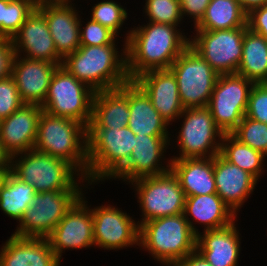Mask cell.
Instances as JSON below:
<instances>
[{"label":"cell","instance_id":"obj_47","mask_svg":"<svg viewBox=\"0 0 267 266\" xmlns=\"http://www.w3.org/2000/svg\"><path fill=\"white\" fill-rule=\"evenodd\" d=\"M6 160H7V158L0 151V164L4 163Z\"/></svg>","mask_w":267,"mask_h":266},{"label":"cell","instance_id":"obj_46","mask_svg":"<svg viewBox=\"0 0 267 266\" xmlns=\"http://www.w3.org/2000/svg\"><path fill=\"white\" fill-rule=\"evenodd\" d=\"M34 2L38 5V4H42V3H56V2H64L65 0H34Z\"/></svg>","mask_w":267,"mask_h":266},{"label":"cell","instance_id":"obj_42","mask_svg":"<svg viewBox=\"0 0 267 266\" xmlns=\"http://www.w3.org/2000/svg\"><path fill=\"white\" fill-rule=\"evenodd\" d=\"M14 55L11 39L0 38V79L11 75Z\"/></svg>","mask_w":267,"mask_h":266},{"label":"cell","instance_id":"obj_35","mask_svg":"<svg viewBox=\"0 0 267 266\" xmlns=\"http://www.w3.org/2000/svg\"><path fill=\"white\" fill-rule=\"evenodd\" d=\"M143 13L146 23H163L181 26L185 22L180 9L179 0H145ZM148 19V21H147Z\"/></svg>","mask_w":267,"mask_h":266},{"label":"cell","instance_id":"obj_25","mask_svg":"<svg viewBox=\"0 0 267 266\" xmlns=\"http://www.w3.org/2000/svg\"><path fill=\"white\" fill-rule=\"evenodd\" d=\"M129 81L119 88L95 92L87 129L126 127L129 121Z\"/></svg>","mask_w":267,"mask_h":266},{"label":"cell","instance_id":"obj_18","mask_svg":"<svg viewBox=\"0 0 267 266\" xmlns=\"http://www.w3.org/2000/svg\"><path fill=\"white\" fill-rule=\"evenodd\" d=\"M15 55L62 64L44 14L36 7L11 39Z\"/></svg>","mask_w":267,"mask_h":266},{"label":"cell","instance_id":"obj_34","mask_svg":"<svg viewBox=\"0 0 267 266\" xmlns=\"http://www.w3.org/2000/svg\"><path fill=\"white\" fill-rule=\"evenodd\" d=\"M91 19L100 23L102 26L109 28L118 37L119 32L122 31L123 25L128 20V13L126 7L115 0H97V4H94L91 8ZM125 23V24H124Z\"/></svg>","mask_w":267,"mask_h":266},{"label":"cell","instance_id":"obj_22","mask_svg":"<svg viewBox=\"0 0 267 266\" xmlns=\"http://www.w3.org/2000/svg\"><path fill=\"white\" fill-rule=\"evenodd\" d=\"M216 193L238 216L259 182L253 175L227 161L220 153L214 156Z\"/></svg>","mask_w":267,"mask_h":266},{"label":"cell","instance_id":"obj_17","mask_svg":"<svg viewBox=\"0 0 267 266\" xmlns=\"http://www.w3.org/2000/svg\"><path fill=\"white\" fill-rule=\"evenodd\" d=\"M42 110L39 105L23 104L0 120V151L7 159L34 149Z\"/></svg>","mask_w":267,"mask_h":266},{"label":"cell","instance_id":"obj_45","mask_svg":"<svg viewBox=\"0 0 267 266\" xmlns=\"http://www.w3.org/2000/svg\"><path fill=\"white\" fill-rule=\"evenodd\" d=\"M11 173V167L9 160L7 159L4 163L0 164V190L5 184L7 177Z\"/></svg>","mask_w":267,"mask_h":266},{"label":"cell","instance_id":"obj_39","mask_svg":"<svg viewBox=\"0 0 267 266\" xmlns=\"http://www.w3.org/2000/svg\"><path fill=\"white\" fill-rule=\"evenodd\" d=\"M245 116L267 124V83L252 86Z\"/></svg>","mask_w":267,"mask_h":266},{"label":"cell","instance_id":"obj_43","mask_svg":"<svg viewBox=\"0 0 267 266\" xmlns=\"http://www.w3.org/2000/svg\"><path fill=\"white\" fill-rule=\"evenodd\" d=\"M170 266H212L197 250Z\"/></svg>","mask_w":267,"mask_h":266},{"label":"cell","instance_id":"obj_28","mask_svg":"<svg viewBox=\"0 0 267 266\" xmlns=\"http://www.w3.org/2000/svg\"><path fill=\"white\" fill-rule=\"evenodd\" d=\"M171 170L186 197L216 193L214 157L172 159Z\"/></svg>","mask_w":267,"mask_h":266},{"label":"cell","instance_id":"obj_12","mask_svg":"<svg viewBox=\"0 0 267 266\" xmlns=\"http://www.w3.org/2000/svg\"><path fill=\"white\" fill-rule=\"evenodd\" d=\"M248 27L215 31L194 30L189 45L220 74H236L239 67L243 36Z\"/></svg>","mask_w":267,"mask_h":266},{"label":"cell","instance_id":"obj_13","mask_svg":"<svg viewBox=\"0 0 267 266\" xmlns=\"http://www.w3.org/2000/svg\"><path fill=\"white\" fill-rule=\"evenodd\" d=\"M253 85L238 74L219 75L207 107L224 134L232 133L244 118Z\"/></svg>","mask_w":267,"mask_h":266},{"label":"cell","instance_id":"obj_14","mask_svg":"<svg viewBox=\"0 0 267 266\" xmlns=\"http://www.w3.org/2000/svg\"><path fill=\"white\" fill-rule=\"evenodd\" d=\"M92 207L95 247L109 251L139 248L140 226L133 216L114 204Z\"/></svg>","mask_w":267,"mask_h":266},{"label":"cell","instance_id":"obj_38","mask_svg":"<svg viewBox=\"0 0 267 266\" xmlns=\"http://www.w3.org/2000/svg\"><path fill=\"white\" fill-rule=\"evenodd\" d=\"M23 104L13 77L9 75L0 79V120L10 116Z\"/></svg>","mask_w":267,"mask_h":266},{"label":"cell","instance_id":"obj_33","mask_svg":"<svg viewBox=\"0 0 267 266\" xmlns=\"http://www.w3.org/2000/svg\"><path fill=\"white\" fill-rule=\"evenodd\" d=\"M36 7L34 0H0V38L12 39Z\"/></svg>","mask_w":267,"mask_h":266},{"label":"cell","instance_id":"obj_24","mask_svg":"<svg viewBox=\"0 0 267 266\" xmlns=\"http://www.w3.org/2000/svg\"><path fill=\"white\" fill-rule=\"evenodd\" d=\"M5 243V244H4ZM0 248V266H60L47 238L11 234Z\"/></svg>","mask_w":267,"mask_h":266},{"label":"cell","instance_id":"obj_21","mask_svg":"<svg viewBox=\"0 0 267 266\" xmlns=\"http://www.w3.org/2000/svg\"><path fill=\"white\" fill-rule=\"evenodd\" d=\"M134 81L150 97L153 107L169 125L178 120L185 108L179 97L176 77L170 69L150 70Z\"/></svg>","mask_w":267,"mask_h":266},{"label":"cell","instance_id":"obj_16","mask_svg":"<svg viewBox=\"0 0 267 266\" xmlns=\"http://www.w3.org/2000/svg\"><path fill=\"white\" fill-rule=\"evenodd\" d=\"M72 206L54 230L46 237L51 249L61 260L66 249H89L94 246L93 216L85 194Z\"/></svg>","mask_w":267,"mask_h":266},{"label":"cell","instance_id":"obj_2","mask_svg":"<svg viewBox=\"0 0 267 266\" xmlns=\"http://www.w3.org/2000/svg\"><path fill=\"white\" fill-rule=\"evenodd\" d=\"M122 42L123 49L117 44L80 46L63 59L61 66L94 92L119 88L130 80L126 41Z\"/></svg>","mask_w":267,"mask_h":266},{"label":"cell","instance_id":"obj_41","mask_svg":"<svg viewBox=\"0 0 267 266\" xmlns=\"http://www.w3.org/2000/svg\"><path fill=\"white\" fill-rule=\"evenodd\" d=\"M248 28L267 39V4L247 14Z\"/></svg>","mask_w":267,"mask_h":266},{"label":"cell","instance_id":"obj_4","mask_svg":"<svg viewBox=\"0 0 267 266\" xmlns=\"http://www.w3.org/2000/svg\"><path fill=\"white\" fill-rule=\"evenodd\" d=\"M34 149L66 160L84 177L87 176L88 141L84 124L42 110Z\"/></svg>","mask_w":267,"mask_h":266},{"label":"cell","instance_id":"obj_10","mask_svg":"<svg viewBox=\"0 0 267 266\" xmlns=\"http://www.w3.org/2000/svg\"><path fill=\"white\" fill-rule=\"evenodd\" d=\"M84 190H61L35 193L13 235L46 238L60 220L82 197Z\"/></svg>","mask_w":267,"mask_h":266},{"label":"cell","instance_id":"obj_40","mask_svg":"<svg viewBox=\"0 0 267 266\" xmlns=\"http://www.w3.org/2000/svg\"><path fill=\"white\" fill-rule=\"evenodd\" d=\"M211 0H179L180 9L183 16V20L185 17H189L188 19H192L193 27L195 28L203 19L205 15L207 6L209 5Z\"/></svg>","mask_w":267,"mask_h":266},{"label":"cell","instance_id":"obj_3","mask_svg":"<svg viewBox=\"0 0 267 266\" xmlns=\"http://www.w3.org/2000/svg\"><path fill=\"white\" fill-rule=\"evenodd\" d=\"M8 160L11 173L32 185L36 193L90 189L86 178L72 164L36 149L16 154Z\"/></svg>","mask_w":267,"mask_h":266},{"label":"cell","instance_id":"obj_48","mask_svg":"<svg viewBox=\"0 0 267 266\" xmlns=\"http://www.w3.org/2000/svg\"><path fill=\"white\" fill-rule=\"evenodd\" d=\"M65 3H73L74 4V0H65Z\"/></svg>","mask_w":267,"mask_h":266},{"label":"cell","instance_id":"obj_9","mask_svg":"<svg viewBox=\"0 0 267 266\" xmlns=\"http://www.w3.org/2000/svg\"><path fill=\"white\" fill-rule=\"evenodd\" d=\"M94 94L89 86L77 80L60 65L51 77L41 107L51 115L76 120L88 128L92 118Z\"/></svg>","mask_w":267,"mask_h":266},{"label":"cell","instance_id":"obj_32","mask_svg":"<svg viewBox=\"0 0 267 266\" xmlns=\"http://www.w3.org/2000/svg\"><path fill=\"white\" fill-rule=\"evenodd\" d=\"M35 193L32 185L24 183L10 173L0 190L1 212L19 223L29 205L33 203Z\"/></svg>","mask_w":267,"mask_h":266},{"label":"cell","instance_id":"obj_8","mask_svg":"<svg viewBox=\"0 0 267 266\" xmlns=\"http://www.w3.org/2000/svg\"><path fill=\"white\" fill-rule=\"evenodd\" d=\"M129 185L141 210L139 226L156 218L184 213L186 196L171 169L160 175L138 178Z\"/></svg>","mask_w":267,"mask_h":266},{"label":"cell","instance_id":"obj_36","mask_svg":"<svg viewBox=\"0 0 267 266\" xmlns=\"http://www.w3.org/2000/svg\"><path fill=\"white\" fill-rule=\"evenodd\" d=\"M231 134L267 157V124L244 116Z\"/></svg>","mask_w":267,"mask_h":266},{"label":"cell","instance_id":"obj_7","mask_svg":"<svg viewBox=\"0 0 267 266\" xmlns=\"http://www.w3.org/2000/svg\"><path fill=\"white\" fill-rule=\"evenodd\" d=\"M180 119L183 120L180 122ZM178 120L181 123L178 135L169 141L172 150L173 142H176L179 152L171 159L211 158L220 153L224 133L216 125L208 107L186 108Z\"/></svg>","mask_w":267,"mask_h":266},{"label":"cell","instance_id":"obj_1","mask_svg":"<svg viewBox=\"0 0 267 266\" xmlns=\"http://www.w3.org/2000/svg\"><path fill=\"white\" fill-rule=\"evenodd\" d=\"M177 27L180 26L148 22L127 30L123 40L126 41L130 80L150 70L171 67L190 43V37H187L190 35Z\"/></svg>","mask_w":267,"mask_h":266},{"label":"cell","instance_id":"obj_31","mask_svg":"<svg viewBox=\"0 0 267 266\" xmlns=\"http://www.w3.org/2000/svg\"><path fill=\"white\" fill-rule=\"evenodd\" d=\"M220 154L230 163L253 175L258 181L265 172L266 156L240 142L231 133L223 135Z\"/></svg>","mask_w":267,"mask_h":266},{"label":"cell","instance_id":"obj_23","mask_svg":"<svg viewBox=\"0 0 267 266\" xmlns=\"http://www.w3.org/2000/svg\"><path fill=\"white\" fill-rule=\"evenodd\" d=\"M213 230L199 232L196 250L212 266H238L241 252V234L235 222Z\"/></svg>","mask_w":267,"mask_h":266},{"label":"cell","instance_id":"obj_20","mask_svg":"<svg viewBox=\"0 0 267 266\" xmlns=\"http://www.w3.org/2000/svg\"><path fill=\"white\" fill-rule=\"evenodd\" d=\"M60 65L14 55L11 76L24 104L43 105L51 77Z\"/></svg>","mask_w":267,"mask_h":266},{"label":"cell","instance_id":"obj_15","mask_svg":"<svg viewBox=\"0 0 267 266\" xmlns=\"http://www.w3.org/2000/svg\"><path fill=\"white\" fill-rule=\"evenodd\" d=\"M170 139L173 138L169 136L136 135L134 148L128 162L111 179L122 180L121 182H127L128 185L138 178L168 172L171 169L172 159L171 157L166 158L165 153H167V149H170Z\"/></svg>","mask_w":267,"mask_h":266},{"label":"cell","instance_id":"obj_26","mask_svg":"<svg viewBox=\"0 0 267 266\" xmlns=\"http://www.w3.org/2000/svg\"><path fill=\"white\" fill-rule=\"evenodd\" d=\"M184 215L191 230L196 235L200 232V229L195 226L196 223H199L201 227L204 225L203 231H207L226 227L233 223L238 217L217 193L187 196Z\"/></svg>","mask_w":267,"mask_h":266},{"label":"cell","instance_id":"obj_27","mask_svg":"<svg viewBox=\"0 0 267 266\" xmlns=\"http://www.w3.org/2000/svg\"><path fill=\"white\" fill-rule=\"evenodd\" d=\"M129 113L127 126L135 135L172 136L169 124L134 80H129Z\"/></svg>","mask_w":267,"mask_h":266},{"label":"cell","instance_id":"obj_37","mask_svg":"<svg viewBox=\"0 0 267 266\" xmlns=\"http://www.w3.org/2000/svg\"><path fill=\"white\" fill-rule=\"evenodd\" d=\"M80 17V46H102L107 44H116L118 36L109 28L100 23L86 18L87 22L81 21ZM82 22L85 25H82Z\"/></svg>","mask_w":267,"mask_h":266},{"label":"cell","instance_id":"obj_29","mask_svg":"<svg viewBox=\"0 0 267 266\" xmlns=\"http://www.w3.org/2000/svg\"><path fill=\"white\" fill-rule=\"evenodd\" d=\"M236 74L254 84L267 83V39L249 28L243 36L242 58Z\"/></svg>","mask_w":267,"mask_h":266},{"label":"cell","instance_id":"obj_5","mask_svg":"<svg viewBox=\"0 0 267 266\" xmlns=\"http://www.w3.org/2000/svg\"><path fill=\"white\" fill-rule=\"evenodd\" d=\"M197 235L184 213L146 221L140 225L139 248L160 265L170 266L196 250Z\"/></svg>","mask_w":267,"mask_h":266},{"label":"cell","instance_id":"obj_19","mask_svg":"<svg viewBox=\"0 0 267 266\" xmlns=\"http://www.w3.org/2000/svg\"><path fill=\"white\" fill-rule=\"evenodd\" d=\"M76 3H42L37 8L44 14L58 55L64 59L80 47V11Z\"/></svg>","mask_w":267,"mask_h":266},{"label":"cell","instance_id":"obj_30","mask_svg":"<svg viewBox=\"0 0 267 266\" xmlns=\"http://www.w3.org/2000/svg\"><path fill=\"white\" fill-rule=\"evenodd\" d=\"M247 26V14L236 0H211L194 30H224Z\"/></svg>","mask_w":267,"mask_h":266},{"label":"cell","instance_id":"obj_11","mask_svg":"<svg viewBox=\"0 0 267 266\" xmlns=\"http://www.w3.org/2000/svg\"><path fill=\"white\" fill-rule=\"evenodd\" d=\"M184 108L207 107L219 74L190 45L169 68Z\"/></svg>","mask_w":267,"mask_h":266},{"label":"cell","instance_id":"obj_6","mask_svg":"<svg viewBox=\"0 0 267 266\" xmlns=\"http://www.w3.org/2000/svg\"><path fill=\"white\" fill-rule=\"evenodd\" d=\"M135 134L126 126L111 129H87L88 172L90 185L110 179L128 162Z\"/></svg>","mask_w":267,"mask_h":266},{"label":"cell","instance_id":"obj_44","mask_svg":"<svg viewBox=\"0 0 267 266\" xmlns=\"http://www.w3.org/2000/svg\"><path fill=\"white\" fill-rule=\"evenodd\" d=\"M243 11L249 14L252 10L259 8L260 6L266 5L267 0H236Z\"/></svg>","mask_w":267,"mask_h":266}]
</instances>
